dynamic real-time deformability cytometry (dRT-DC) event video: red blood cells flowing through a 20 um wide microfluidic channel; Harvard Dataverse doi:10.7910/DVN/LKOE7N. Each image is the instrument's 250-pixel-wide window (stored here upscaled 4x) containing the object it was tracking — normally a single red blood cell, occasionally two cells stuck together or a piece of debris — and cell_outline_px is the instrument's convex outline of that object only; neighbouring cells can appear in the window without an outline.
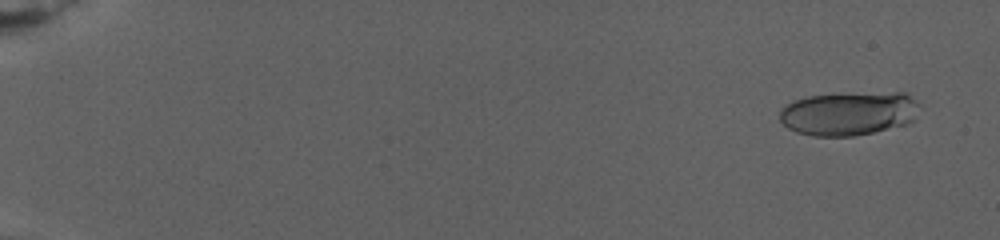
{"species": "human", "species_latin": "Homo sapiens", "temperature_condition": "warm", "stored_images_in_passage": 47, "camera_frame_rate_fps": 3000, "um_per_image_px": 0.085, "donor": {"sex": "female"}, "frame": {"image": 1, "passage_image": 3, "time_ms": 0.333, "image_size_px": [1000, 240], "cell_outline_px": [[920, 104], [912, 120], [908, 124], [872, 132], [852, 136], [812, 136], [796, 132], [788, 128], [780, 120], [780, 112], [784, 104], [792, 100], [808, 96], [896, 92], [904, 92]], "centroid_in_image_um": [72.11, 9.65], "position_along_channel_um": 12.9, "area_um2": 35.37}}
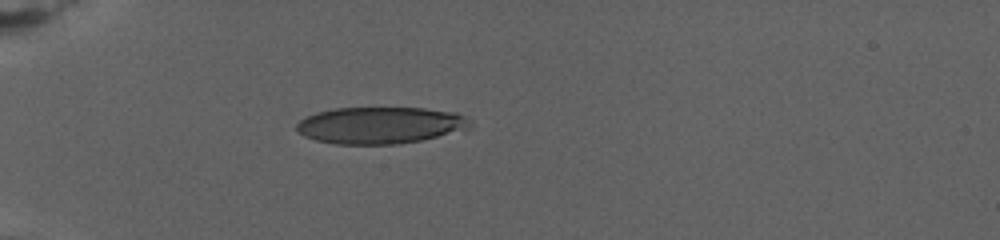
{"frame": {"image": 2, "passage_image": 32, "time_ms": 7.667, "image_size_px": [1000, 240], "cell_outline_px": [[472, 124], [468, 128], [420, 140], [396, 144], [336, 144], [316, 140], [304, 136], [296, 132], [296, 124], [300, 120], [316, 112], [336, 108], [424, 108], [456, 112]], "centroid_in_image_um": [32.24, 10.64], "position_along_channel_um": 52.8, "area_um2": 36.82}}
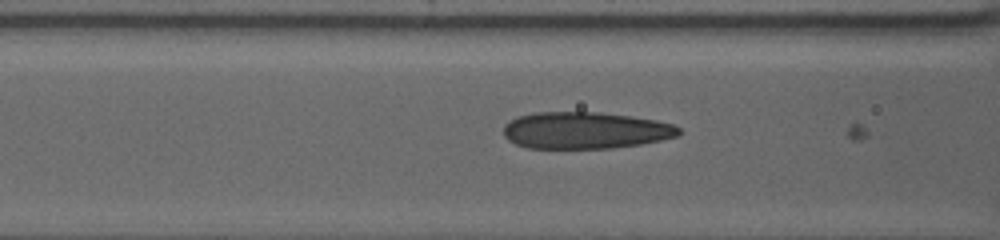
{"frame": {"image": 3, "passage_image": 41, "time_ms": 11.0, "image_size_px": [1000, 240], "cell_outline_px": [[680, 132], [676, 136], [660, 140], [640, 144], [612, 148], [528, 148], [516, 144], [508, 140], [504, 136], [504, 124], [520, 116], [536, 112], [600, 112], [632, 116], [656, 120], [672, 124], [680, 128]], "centroid_in_image_um": [49.74, 11.08], "position_along_channel_um": 116.9, "area_um2": 37.51}}